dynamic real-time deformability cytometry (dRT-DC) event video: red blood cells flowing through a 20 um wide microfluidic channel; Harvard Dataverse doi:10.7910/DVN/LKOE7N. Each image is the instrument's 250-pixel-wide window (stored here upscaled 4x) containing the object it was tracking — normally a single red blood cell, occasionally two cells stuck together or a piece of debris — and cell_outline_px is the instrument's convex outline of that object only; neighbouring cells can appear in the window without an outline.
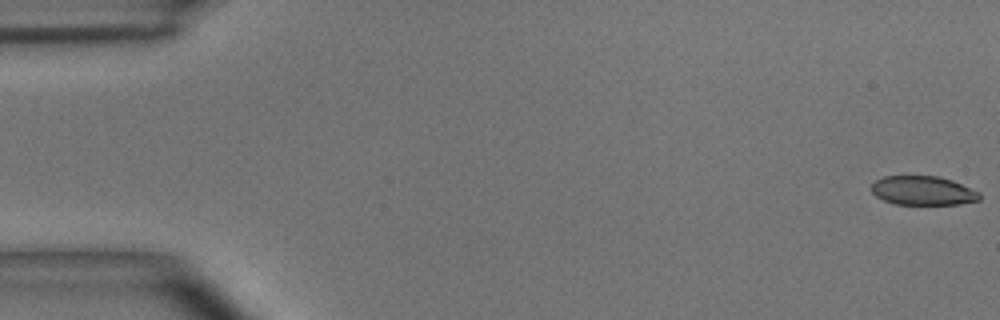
{"species": "common noctule bat (a hibernating species)", "species_latin": "Nyctalus noctula", "temperature_condition": "room temperature", "stored_images_in_passage": 47, "camera_frame_rate_fps": 3000, "um_per_image_px": 0.085, "animal": {"sex": "male", "body_mass_g": 15.6}, "frame": {"image": 1, "passage_image": 1, "time_ms": 0.0, "image_size_px": [1000, 320], "cell_outline_px": [[980, 200], [960, 204], [896, 204], [884, 200], [876, 196], [872, 192], [872, 184], [876, 180], [884, 176], [936, 176], [952, 180], [980, 192]], "centroid_in_image_um": [78.46, 16.2], "position_along_channel_um": 6.5, "area_um2": 18.21}}
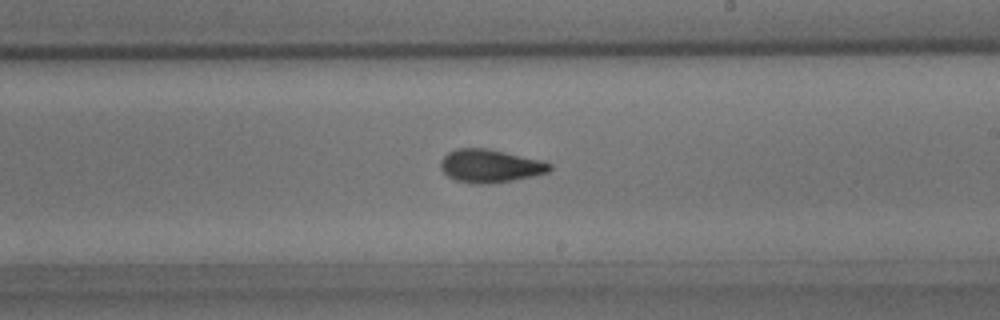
{"frame": {"image": 2, "passage_image": 29, "time_ms": 9.333, "image_size_px": [1000, 320], "cell_outline_px": [[552, 168], [548, 172], [532, 176], [512, 180], [488, 184], [472, 184], [456, 180], [448, 176], [440, 168], [440, 160], [448, 152], [456, 148], [488, 148], [540, 160], [552, 164]], "centroid_in_image_um": [41.63, 14.1], "position_along_channel_um": 247.4, "area_um2": 21.04}}
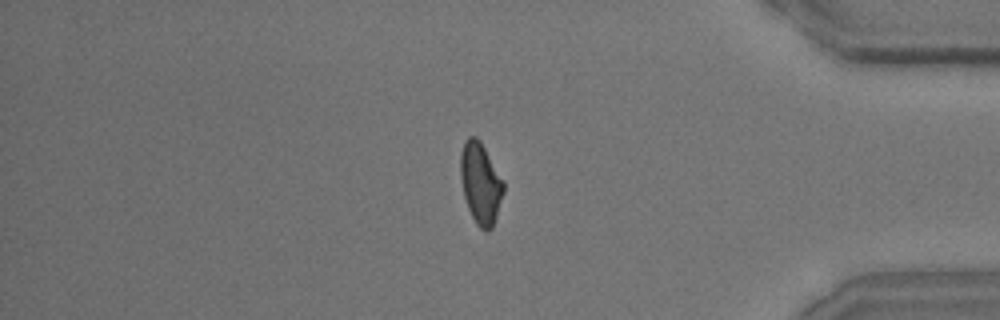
{"frame": {"image": 3, "passage_image": 42, "time_ms": 13.667, "image_size_px": [1000, 320], "cell_outline_px": [[504, 192], [492, 228], [488, 232], [484, 232], [476, 224], [468, 208], [464, 196], [460, 176], [460, 152], [468, 136], [476, 136], [480, 140], [504, 180]], "centroid_in_image_um": [40.85, 15.57], "position_along_channel_um": 394.4, "area_um2": 20.52}, "authors_computed_cell_mechanics": {"area_um2": 20.4034, "velocity_mm_per_s": 4.0593, "shape_relaxation_time_tau1_ms": 5.1768, "shape_relaxation_time_tau2_ms": 1.4039, "deformation_change_tau1": 0.1507, "deformation_change_tau2": 0.0651}}